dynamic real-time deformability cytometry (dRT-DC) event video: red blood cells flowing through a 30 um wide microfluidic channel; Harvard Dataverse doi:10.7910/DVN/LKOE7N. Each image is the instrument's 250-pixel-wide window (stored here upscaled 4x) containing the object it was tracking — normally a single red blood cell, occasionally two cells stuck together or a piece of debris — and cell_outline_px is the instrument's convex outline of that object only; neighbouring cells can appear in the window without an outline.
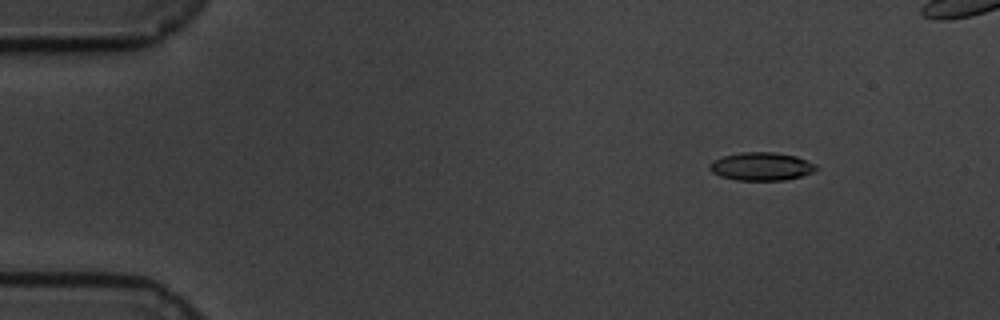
{"species": "common noctule bat (a hibernating species)", "species_latin": "Nyctalus noctula", "temperature_condition": "cold", "stored_images_in_passage": 56, "camera_frame_rate_fps": 3000, "um_per_image_px": 0.085, "animal": {"sex": "male", "body_mass_g": 19.5, "forearm_length_mm": 54.6}, "frame": {"image": 1, "passage_image": 8, "time_ms": 2.333, "image_size_px": [1000, 320], "cell_outline_px": [[820, 168], [812, 172], [800, 176], [784, 180], [736, 180], [720, 176], [712, 172], [708, 168], [708, 164], [712, 160], [724, 156], [744, 152], [772, 152], [796, 156], [816, 164]], "centroid_in_image_um": [64.7, 14.15], "position_along_channel_um": 20.3, "area_um2": 17.46}}
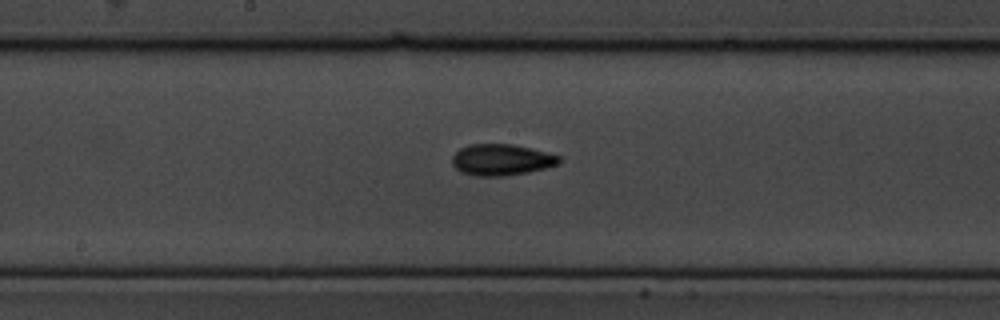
{"frame": {"image": 2, "passage_image": 32, "time_ms": 10.333, "image_size_px": [1000, 320], "cell_outline_px": [[560, 160], [556, 164], [544, 168], [528, 172], [504, 176], [476, 176], [460, 172], [452, 164], [452, 156], [460, 148], [468, 144], [512, 144], [560, 156]], "centroid_in_image_um": [42.55, 13.58], "position_along_channel_um": 205.6, "area_um2": 19.31}}
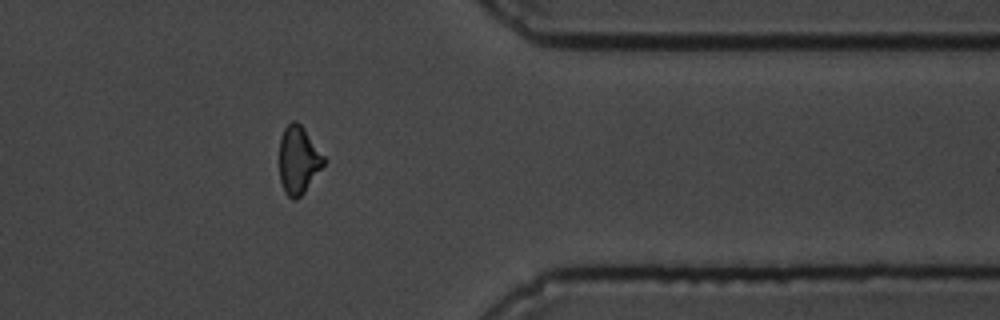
{"frame": {"image": 3, "passage_image": 49, "time_ms": 16.0, "image_size_px": [1000, 320], "cell_outline_px": [[324, 164], [304, 192], [296, 200], [292, 200], [284, 192], [280, 180], [280, 136], [284, 128], [292, 120], [296, 120], [304, 128], [324, 156]], "centroid_in_image_um": [25.34, 13.59], "position_along_channel_um": 386.1, "area_um2": 17.4}}